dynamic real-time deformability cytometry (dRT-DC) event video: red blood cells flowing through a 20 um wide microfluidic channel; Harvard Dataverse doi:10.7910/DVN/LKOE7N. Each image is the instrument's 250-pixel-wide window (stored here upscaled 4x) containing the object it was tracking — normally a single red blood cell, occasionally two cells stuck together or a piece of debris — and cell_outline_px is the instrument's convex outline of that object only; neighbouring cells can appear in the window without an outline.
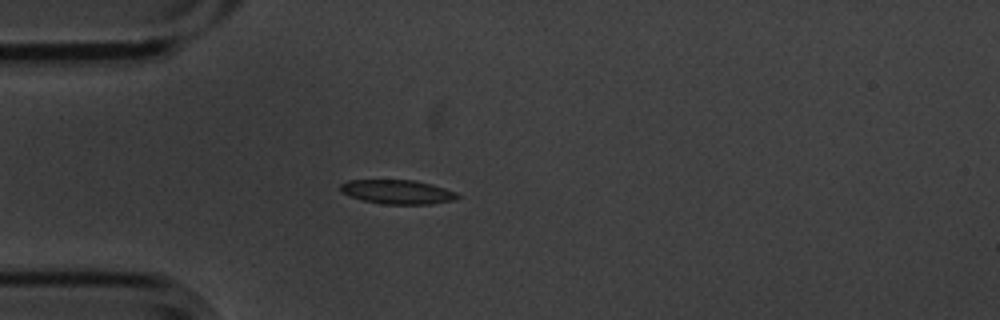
{"species": "common noctule bat (a hibernating species)", "species_latin": "Nyctalus noctula", "temperature_condition": "cold", "stored_images_in_passage": 4, "camera_frame_rate_fps": 3000, "um_per_image_px": 0.085, "animal": {"sex": "male", "body_mass_g": 20.1, "forearm_length_mm": 53.5}, "frame": {"image": 1, "passage_image": 4, "time_ms": 1.0, "image_size_px": [1000, 320], "cell_outline_px": [[460, 196], [456, 200], [432, 204], [384, 204], [364, 200], [340, 192], [340, 184], [348, 180], [416, 180], [432, 184], [456, 192]], "centroid_in_image_um": [33.82, 16.31], "position_along_channel_um": 51.2, "area_um2": 16.47}}